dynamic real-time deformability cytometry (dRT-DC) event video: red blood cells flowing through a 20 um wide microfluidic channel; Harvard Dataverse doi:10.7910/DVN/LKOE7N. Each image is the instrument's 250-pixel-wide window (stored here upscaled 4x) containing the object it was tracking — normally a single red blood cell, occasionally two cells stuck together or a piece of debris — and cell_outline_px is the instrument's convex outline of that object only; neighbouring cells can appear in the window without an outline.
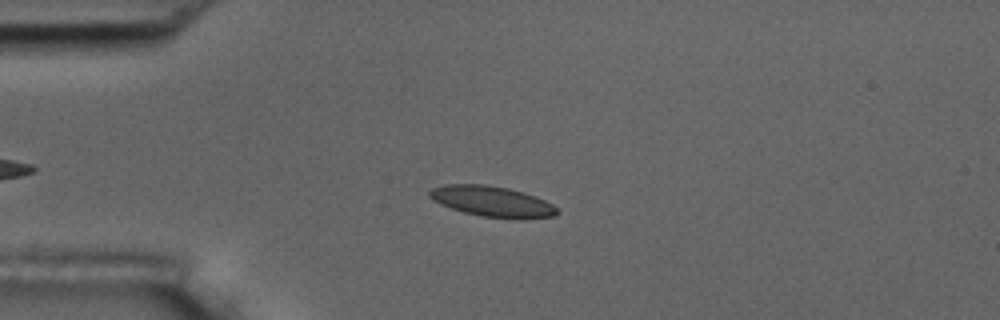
{"species": "common noctule bat (a hibernating species)", "species_latin": "Nyctalus noctula", "temperature_condition": "room temperature", "stored_images_in_passage": 52, "camera_frame_rate_fps": 3000, "um_per_image_px": 0.085, "animal": {"sex": "male", "body_mass_g": 17.5, "forearm_length_mm": 52.3}, "frame": {"image": 1, "passage_image": 15, "time_ms": 4.667, "image_size_px": [1000, 320], "cell_outline_px": [[560, 212], [552, 216], [524, 220], [520, 220], [480, 216], [464, 212], [440, 204], [432, 200], [428, 196], [428, 192], [432, 188], [444, 184], [488, 184], [508, 188], [524, 192], [536, 196], [552, 204]], "centroid_in_image_um": [41.84, 17.13], "position_along_channel_um": 43.2, "area_um2": 23.12}}
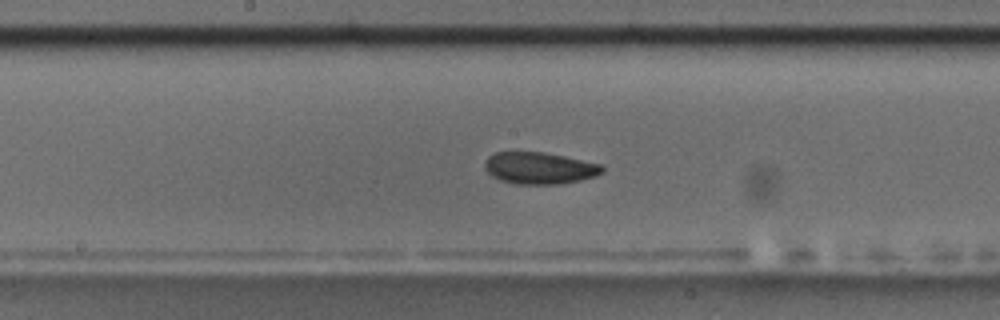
{"frame": {"image": 2, "passage_image": 30, "time_ms": 9.667, "image_size_px": [1000, 320], "cell_outline_px": [[604, 172], [596, 176], [580, 180], [560, 184], [516, 184], [500, 180], [492, 176], [484, 168], [484, 160], [488, 156], [496, 152], [544, 152], [564, 156], [600, 164], [604, 168]], "centroid_in_image_um": [45.84, 14.29], "position_along_channel_um": 202.4, "area_um2": 21.85}}
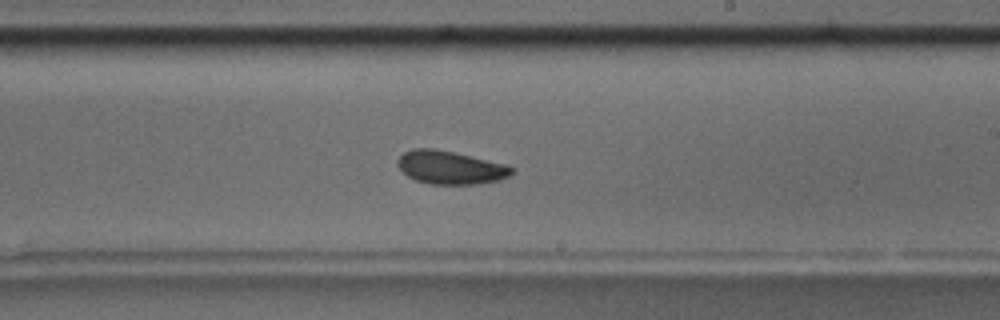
{"frame": {"image": 3, "passage_image": 34, "time_ms": 11.0, "image_size_px": [1000, 320], "cell_outline_px": [[512, 172], [508, 176], [500, 180], [476, 184], [428, 184], [416, 180], [408, 176], [396, 164], [396, 160], [404, 152], [412, 148], [432, 148], [452, 152], [504, 164], [512, 168]], "centroid_in_image_um": [38.22, 14.24], "position_along_channel_um": 250.8, "area_um2": 21.79}, "authors_computed_cell_mechanics": {"area_um2": 21.3571, "velocity_mm_per_s": 3.6421, "shape_relaxation_time_tau1_ms": 3.4506, "shape_relaxation_time_tau2_ms": 6.3017, "deformation_change_tau1": 0.0806, "deformation_change_tau2": 0.1217}}